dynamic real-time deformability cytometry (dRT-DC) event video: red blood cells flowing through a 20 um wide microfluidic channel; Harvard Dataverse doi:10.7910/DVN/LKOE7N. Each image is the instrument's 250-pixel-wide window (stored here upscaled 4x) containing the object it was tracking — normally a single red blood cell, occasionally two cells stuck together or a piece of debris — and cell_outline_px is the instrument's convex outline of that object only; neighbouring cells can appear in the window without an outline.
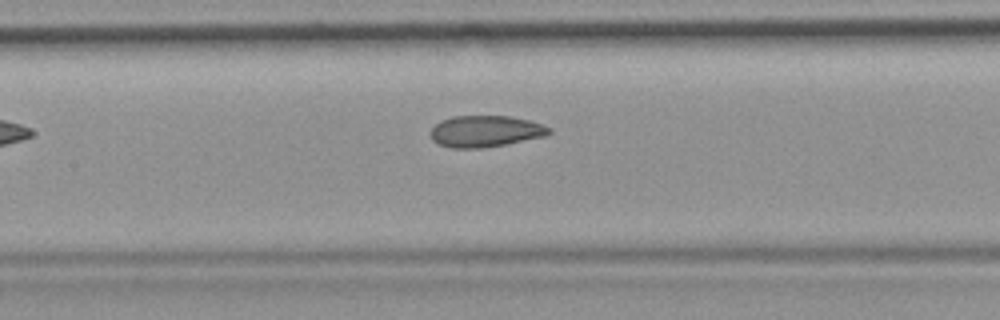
{"species": "common noctule bat (a hibernating species)", "species_latin": "Nyctalus noctula", "temperature_condition": "room temperature", "stored_images_in_passage": 7, "camera_frame_rate_fps": 3000, "um_per_image_px": 0.085, "animal": {"sex": "female", "body_mass_g": 19.9}, "frame": {"image": 1, "passage_image": 7, "time_ms": 7.0, "image_size_px": [1000, 320], "cell_outline_px": [[552, 132], [544, 136], [504, 144], [480, 148], [452, 148], [436, 144], [432, 140], [428, 132], [440, 120], [452, 116], [508, 116], [528, 120], [552, 128]], "centroid_in_image_um": [41.19, 11.16], "position_along_channel_um": 166.2, "area_um2": 21.73}}